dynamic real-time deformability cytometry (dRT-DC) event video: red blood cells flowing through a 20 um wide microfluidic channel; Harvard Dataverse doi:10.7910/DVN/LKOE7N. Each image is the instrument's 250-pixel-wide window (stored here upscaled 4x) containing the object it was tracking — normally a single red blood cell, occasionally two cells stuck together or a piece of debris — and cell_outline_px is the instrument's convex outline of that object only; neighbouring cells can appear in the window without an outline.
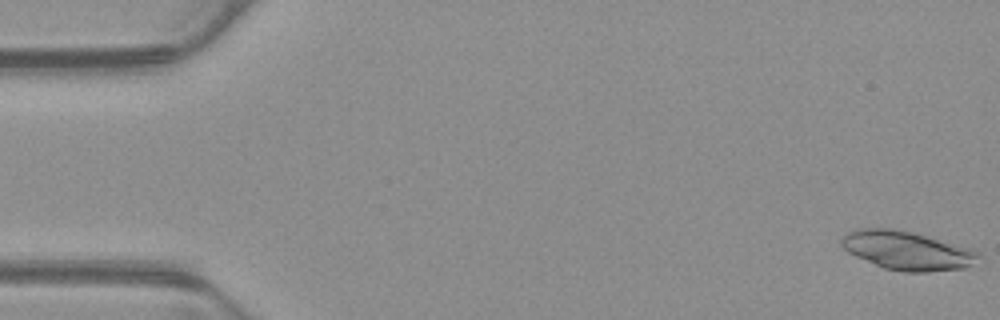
{"species": "common noctule bat (a hibernating species)", "species_latin": "Nyctalus noctula", "temperature_condition": "warm", "stored_images_in_passage": 53, "camera_frame_rate_fps": 3000, "um_per_image_px": 0.085, "animal": {"sex": "male", "body_mass_g": 23.1, "forearm_length_mm": 52.7}, "frame": {"image": 1, "passage_image": 1, "time_ms": 0.0, "image_size_px": [1000, 320], "cell_outline_px": [[980, 256], [972, 264], [964, 268], [928, 272], [904, 272], [884, 268], [856, 256], [848, 252], [840, 244], [840, 240], [848, 232], [856, 228], [892, 228], [912, 232], [972, 248], [980, 252]], "centroid_in_image_um": [77.1, 21.29], "position_along_channel_um": 7.9, "area_um2": 30.87}}
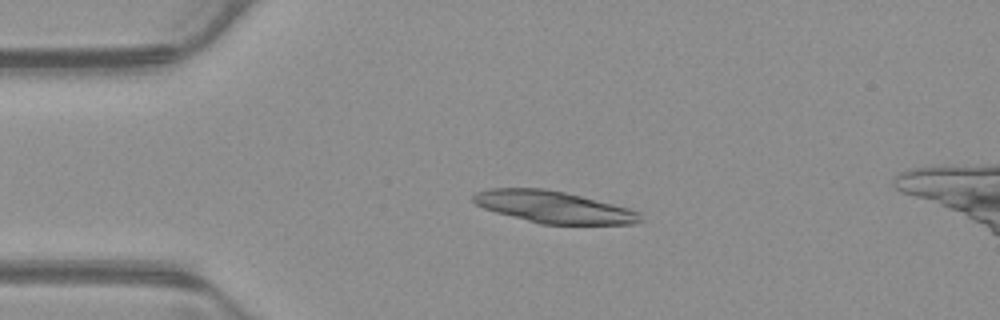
{"frame": {"image": 2, "passage_image": 12, "time_ms": 3.667, "image_size_px": [1000, 320], "cell_outline_px": [[644, 220], [636, 224], [540, 224], [496, 212], [484, 208], [476, 204], [472, 200], [472, 196], [476, 192], [488, 188], [544, 188], [564, 192], [628, 208], [640, 212]], "centroid_in_image_um": [47.05, 17.6], "position_along_channel_um": 37.9, "area_um2": 30.92}}
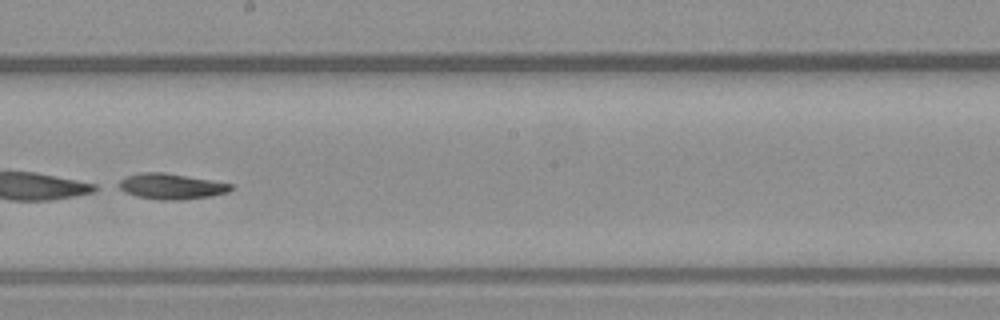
{"frame": {"image": 3, "passage_image": 30, "time_ms": 9.667, "image_size_px": [1000, 320], "cell_outline_px": [[232, 188], [228, 192], [212, 196], [180, 200], [160, 200], [136, 196], [124, 192], [116, 188], [112, 184], [124, 176], [140, 172], [164, 172], [212, 180], [232, 184]], "centroid_in_image_um": [14.44, 15.83], "position_along_channel_um": 233.8, "area_um2": 17.22}}